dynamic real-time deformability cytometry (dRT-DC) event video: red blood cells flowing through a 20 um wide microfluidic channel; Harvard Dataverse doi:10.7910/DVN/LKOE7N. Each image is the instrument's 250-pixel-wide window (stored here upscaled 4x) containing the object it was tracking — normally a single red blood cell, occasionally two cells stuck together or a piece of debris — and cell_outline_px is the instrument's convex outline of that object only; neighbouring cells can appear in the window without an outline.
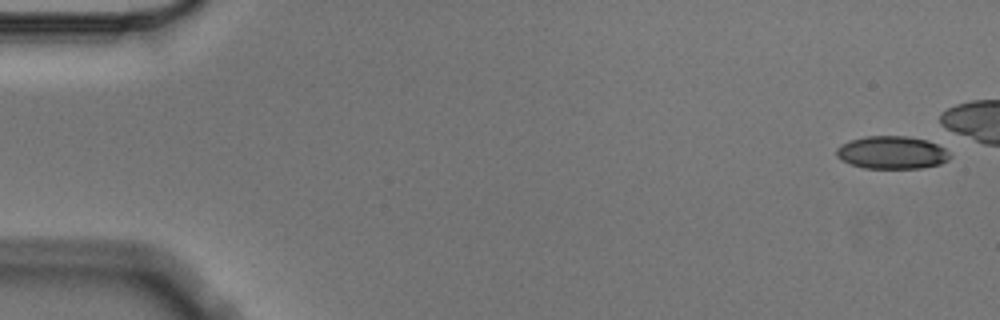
{"species": "Egyptian fruit bat (a non-hibernating species)", "species_latin": "Rousettus aegyptiacus", "temperature_condition": "cold", "stored_images_in_passage": 12, "camera_frame_rate_fps": 3000, "um_per_image_px": 0.085, "animal": {"sex": "male"}, "frame": {"image": 1, "passage_image": 1, "time_ms": 0.0, "image_size_px": [1000, 320], "cell_outline_px": [[952, 156], [948, 160], [940, 164], [920, 168], [864, 168], [840, 160], [836, 156], [836, 148], [840, 144], [848, 140], [864, 136], [908, 136], [928, 140], [944, 148]], "centroid_in_image_um": [75.79, 12.95], "position_along_channel_um": 9.2, "area_um2": 21.91}}
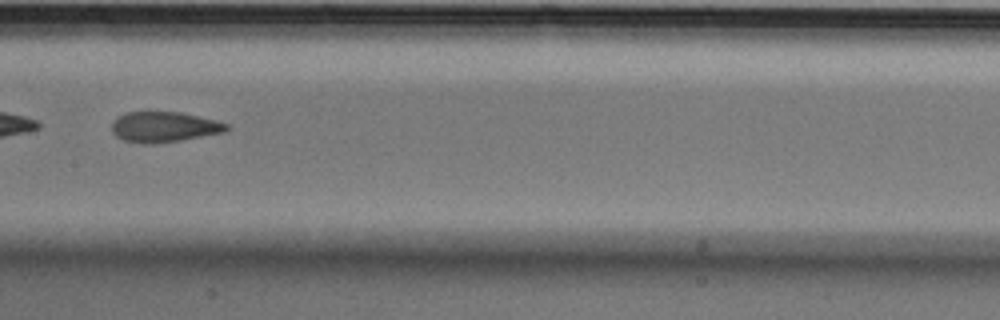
{"frame": {"image": 2, "passage_image": 9, "time_ms": 2.667, "image_size_px": [1000, 320], "cell_outline_px": [[228, 128], [224, 132], [180, 140], [152, 144], [144, 144], [124, 140], [116, 136], [112, 132], [112, 120], [116, 116], [128, 112], [180, 112], [216, 120], [228, 124]], "centroid_in_image_um": [13.9, 10.78], "position_along_channel_um": 193.5, "area_um2": 20.29}}
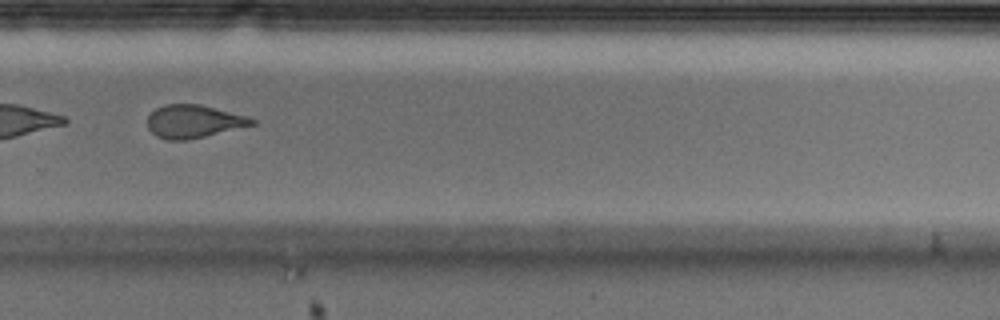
{"frame": {"image": 3, "passage_image": 12, "time_ms": 3.667, "image_size_px": [1000, 320], "cell_outline_px": [[256, 124], [188, 140], [168, 140], [156, 136], [148, 128], [148, 116], [156, 108], [164, 104], [200, 104], [248, 116], [256, 120]], "centroid_in_image_um": [16.46, 10.32], "position_along_channel_um": 313.3, "area_um2": 20.06}}